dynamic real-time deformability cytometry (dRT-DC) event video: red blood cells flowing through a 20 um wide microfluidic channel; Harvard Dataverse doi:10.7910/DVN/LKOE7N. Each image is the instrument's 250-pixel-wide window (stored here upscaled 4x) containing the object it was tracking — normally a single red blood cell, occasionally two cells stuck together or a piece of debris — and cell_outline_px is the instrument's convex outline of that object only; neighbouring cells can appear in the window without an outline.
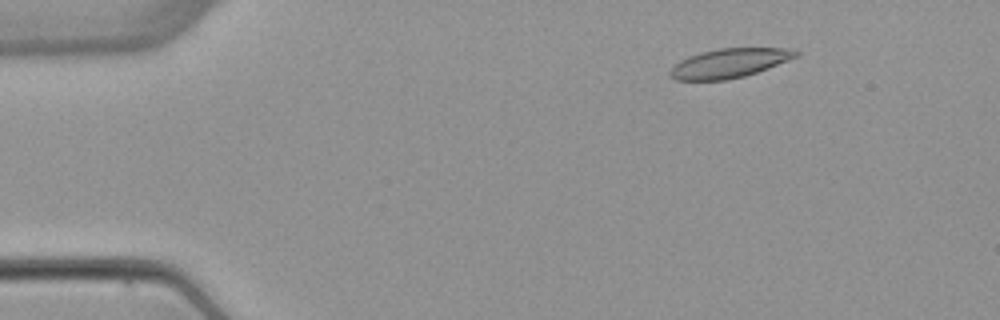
{"species": "common noctule bat (a hibernating species)", "species_latin": "Nyctalus noctula", "temperature_condition": "warm", "stored_images_in_passage": 4, "camera_frame_rate_fps": 3000, "um_per_image_px": 0.085, "animal": {"sex": "female", "body_mass_g": 22.7, "forearm_length_mm": 54.2}, "frame": {"image": 1, "passage_image": 2, "time_ms": 1.333, "image_size_px": [1000, 320], "cell_outline_px": [[800, 56], [768, 68], [744, 76], [728, 80], [676, 80], [668, 76], [668, 72], [680, 60], [688, 56], [700, 52], [716, 48], [792, 48], [800, 52]], "centroid_in_image_um": [62.0, 5.36], "position_along_channel_um": 23.0, "area_um2": 21.62}}